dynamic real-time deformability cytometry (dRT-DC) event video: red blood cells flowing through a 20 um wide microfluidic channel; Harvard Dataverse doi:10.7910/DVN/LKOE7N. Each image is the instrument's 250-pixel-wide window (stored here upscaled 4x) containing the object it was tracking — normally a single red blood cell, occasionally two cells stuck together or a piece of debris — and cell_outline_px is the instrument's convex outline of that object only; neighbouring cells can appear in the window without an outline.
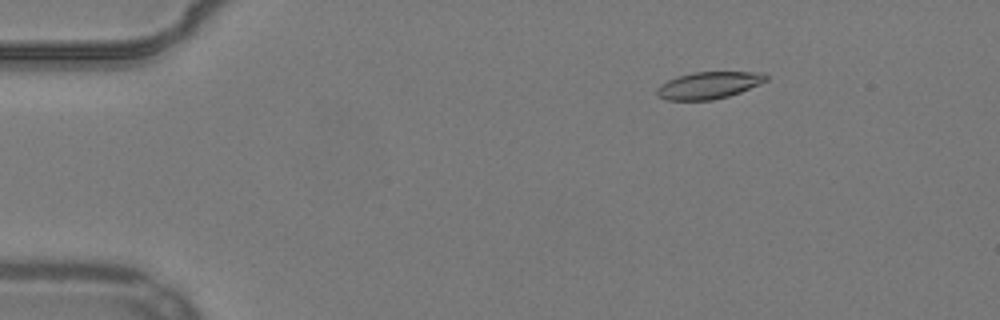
{"species": "common noctule bat (a hibernating species)", "species_latin": "Nyctalus noctula", "temperature_condition": "warm", "stored_images_in_passage": 54, "camera_frame_rate_fps": 3000, "um_per_image_px": 0.085, "animal": {"sex": "male", "body_mass_g": 19.2, "forearm_length_mm": 51.8}, "frame": {"image": 1, "passage_image": 9, "time_ms": 2.667, "image_size_px": [1000, 320], "cell_outline_px": [[768, 80], [760, 84], [740, 92], [728, 96], [712, 100], [668, 100], [660, 96], [656, 92], [656, 88], [660, 84], [676, 76], [692, 72], [764, 72], [768, 76]], "centroid_in_image_um": [60.26, 7.24], "position_along_channel_um": 24.7, "area_um2": 17.22}}
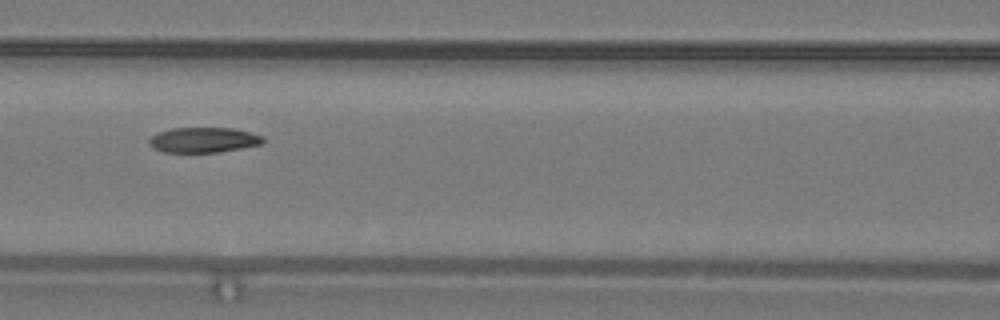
{"frame": {"image": 2, "passage_image": 25, "time_ms": 8.0, "image_size_px": [1000, 320], "cell_outline_px": [[264, 140], [260, 144], [220, 152], [164, 152], [152, 148], [148, 144], [148, 140], [152, 136], [160, 132], [172, 128], [232, 128], [264, 136]], "centroid_in_image_um": [17.27, 11.9], "position_along_channel_um": 149.3, "area_um2": 16.59}}
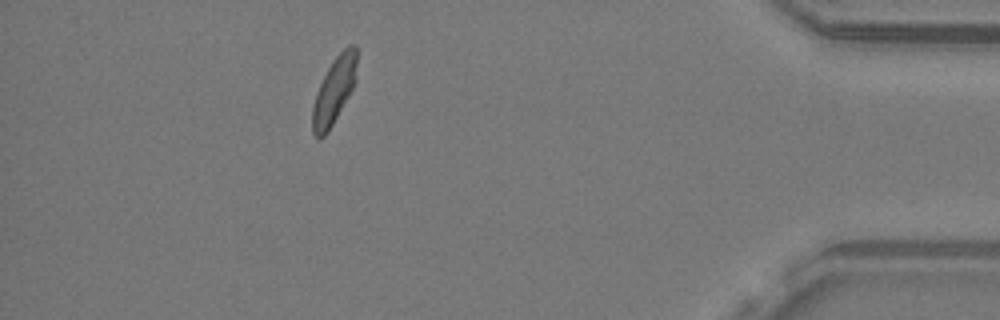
{"frame": {"image": 3, "passage_image": 49, "time_ms": 16.0, "image_size_px": [1000, 320], "cell_outline_px": [[356, 80], [348, 96], [328, 132], [320, 140], [312, 132], [312, 108], [316, 92], [332, 60], [348, 44], [356, 44]], "centroid_in_image_um": [28.39, 7.69], "position_along_channel_um": 406.8, "area_um2": 17.05}, "authors_computed_cell_mechanics": {"area_um2": 17.4267, "velocity_mm_per_s": 3.8497, "shape_relaxation_time_tau1_ms": 6.0924, "shape_relaxation_time_tau2_ms": 3.3523, "deformation_change_tau1": 0.1557, "deformation_change_tau2": 0.0722}}